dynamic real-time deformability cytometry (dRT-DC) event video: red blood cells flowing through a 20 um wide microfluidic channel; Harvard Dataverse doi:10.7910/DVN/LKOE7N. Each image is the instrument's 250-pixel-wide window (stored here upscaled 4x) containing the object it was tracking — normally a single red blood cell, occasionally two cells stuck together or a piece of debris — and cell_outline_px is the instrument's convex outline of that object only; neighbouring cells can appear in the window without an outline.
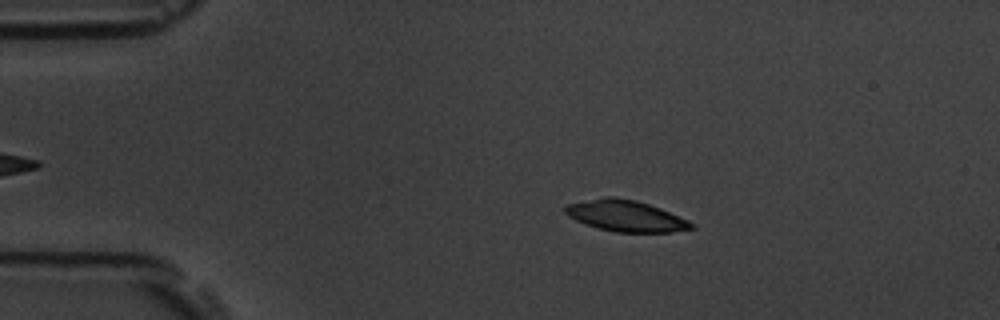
{"species": "common noctule bat (a hibernating species)", "species_latin": "Nyctalus noctula", "temperature_condition": "room temperature", "stored_images_in_passage": 8, "camera_frame_rate_fps": 3000, "um_per_image_px": 0.085, "animal": {"sex": "male", "body_mass_g": 19.5, "forearm_length_mm": 54.6}, "frame": {"image": 1, "passage_image": 3, "time_ms": 0.667, "image_size_px": [1000, 320], "cell_outline_px": [[696, 228], [672, 232], [616, 232], [584, 224], [568, 216], [564, 212], [564, 204], [604, 196], [616, 196], [636, 200], [660, 208], [688, 220], [696, 224]], "centroid_in_image_um": [53.17, 18.34], "position_along_channel_um": 31.8, "area_um2": 23.18}}